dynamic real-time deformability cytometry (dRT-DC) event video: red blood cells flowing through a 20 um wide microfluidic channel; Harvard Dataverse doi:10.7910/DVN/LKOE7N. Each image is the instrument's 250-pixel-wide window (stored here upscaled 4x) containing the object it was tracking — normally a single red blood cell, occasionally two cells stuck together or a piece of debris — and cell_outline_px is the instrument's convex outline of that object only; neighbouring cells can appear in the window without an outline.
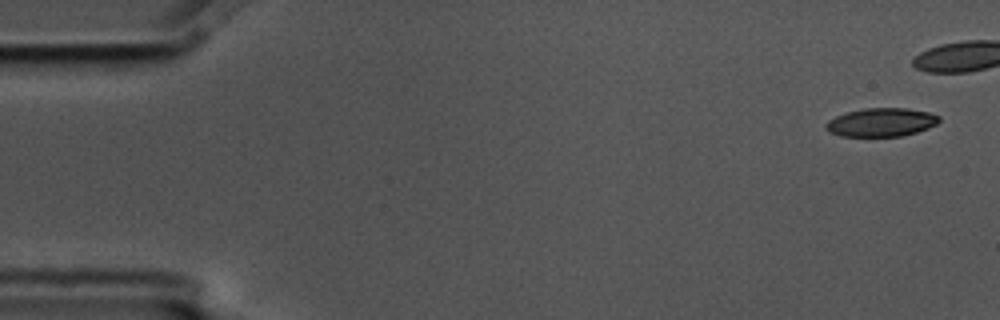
{"species": "common noctule bat (a hibernating species)", "species_latin": "Nyctalus noctula", "temperature_condition": "cold", "stored_images_in_passage": 6, "camera_frame_rate_fps": 3000, "um_per_image_px": 0.085, "animal": {"sex": "male", "body_mass_g": 17.5, "forearm_length_mm": 52.3}, "frame": {"image": 1, "passage_image": 1, "time_ms": 0.0, "image_size_px": [1000, 320], "cell_outline_px": [[940, 120], [936, 124], [928, 128], [916, 132], [900, 136], [840, 136], [828, 132], [824, 128], [824, 124], [828, 120], [836, 116], [848, 112], [864, 108], [904, 108], [928, 112], [940, 116]], "centroid_in_image_um": [74.87, 10.4], "position_along_channel_um": 10.1, "area_um2": 18.79}}
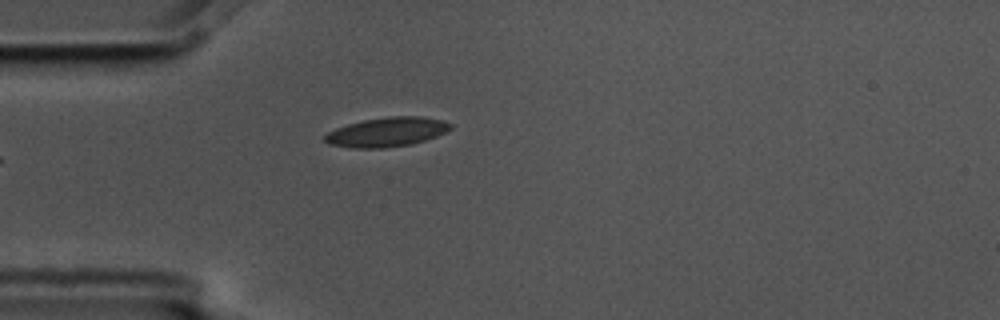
{"frame": {"image": 2, "passage_image": 6, "time_ms": 1.667, "image_size_px": [1000, 320], "cell_outline_px": [[452, 128], [436, 136], [412, 144], [384, 148], [352, 148], [328, 144], [324, 140], [324, 136], [328, 132], [336, 128], [348, 124], [364, 120], [388, 116], [420, 116], [444, 120], [452, 124]], "centroid_in_image_um": [32.88, 11.22], "position_along_channel_um": 52.1, "area_um2": 21.5}}